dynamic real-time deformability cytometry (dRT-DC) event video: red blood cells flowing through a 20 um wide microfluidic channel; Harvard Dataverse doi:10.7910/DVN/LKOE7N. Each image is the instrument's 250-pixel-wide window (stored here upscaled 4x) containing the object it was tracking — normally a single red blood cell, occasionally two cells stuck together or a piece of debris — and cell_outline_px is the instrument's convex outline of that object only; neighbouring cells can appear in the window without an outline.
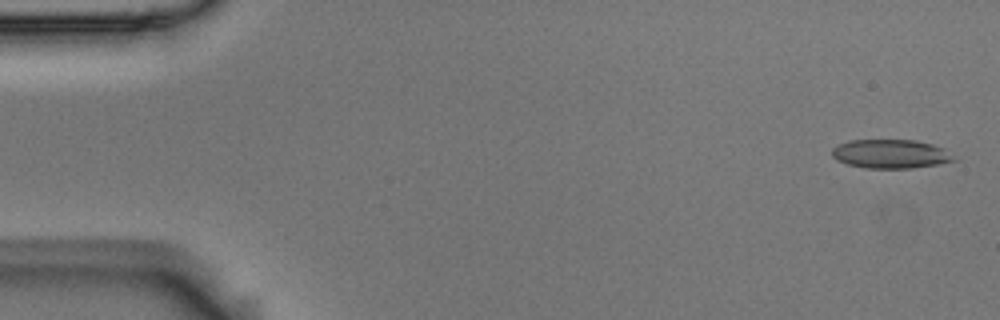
{"species": "Egyptian fruit bat (a non-hibernating species)", "species_latin": "Rousettus aegyptiacus", "temperature_condition": "room temperature", "stored_images_in_passage": 6, "segment_of_instrument_passage": [2, 2], "camera_frame_rate_fps": 3000, "um_per_image_px": 0.085, "animal": {"sex": "male"}, "frame": {"image": 1, "passage_image": 6, "time_ms": 1.667, "image_size_px": [1000, 320], "cell_outline_px": [[960, 160], [912, 168], [864, 168], [848, 164], [836, 160], [832, 156], [832, 148], [848, 140], [916, 140], [932, 144], [944, 148]], "centroid_in_image_um": [75.73, 13.08], "position_along_channel_um": 9.3, "area_um2": 20.63}}